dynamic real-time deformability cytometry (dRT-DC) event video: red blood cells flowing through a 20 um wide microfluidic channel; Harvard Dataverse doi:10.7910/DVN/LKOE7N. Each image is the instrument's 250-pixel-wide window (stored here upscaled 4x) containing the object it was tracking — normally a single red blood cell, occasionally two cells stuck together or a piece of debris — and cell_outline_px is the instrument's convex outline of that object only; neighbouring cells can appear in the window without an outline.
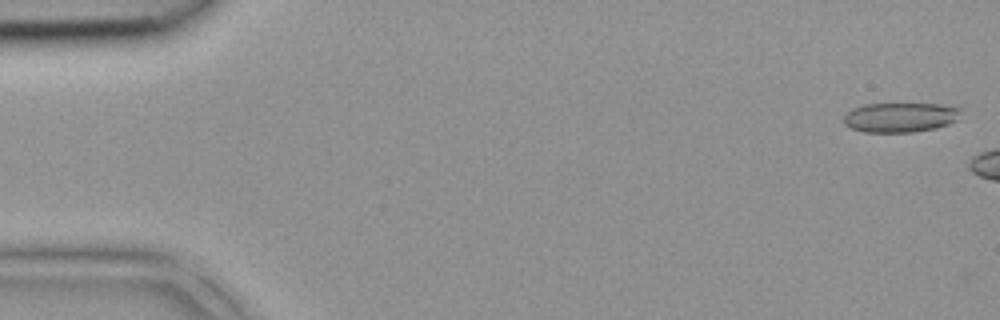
{"species": "common noctule bat (a hibernating species)", "species_latin": "Nyctalus noctula", "temperature_condition": "room temperature", "stored_images_in_passage": 8, "camera_frame_rate_fps": 3000, "um_per_image_px": 0.085, "animal": {"sex": "female", "body_mass_g": 18.4}, "frame": {"image": 1, "passage_image": 1, "time_ms": 0.0, "image_size_px": [1000, 320], "cell_outline_px": [[964, 108], [956, 120], [948, 124], [936, 128], [912, 132], [864, 132], [852, 128], [844, 124], [844, 116], [852, 108], [864, 104], [960, 104]], "centroid_in_image_um": [76.61, 9.95], "position_along_channel_um": 8.4, "area_um2": 20.58}}